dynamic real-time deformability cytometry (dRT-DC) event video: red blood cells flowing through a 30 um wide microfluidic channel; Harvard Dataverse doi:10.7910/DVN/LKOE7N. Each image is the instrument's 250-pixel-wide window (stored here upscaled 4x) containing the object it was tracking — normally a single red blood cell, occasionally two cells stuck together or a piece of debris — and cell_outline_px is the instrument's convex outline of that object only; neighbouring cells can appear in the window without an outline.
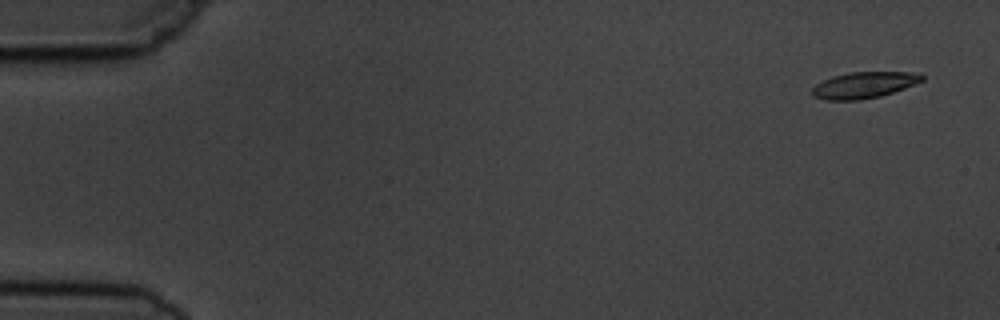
{"species": "common noctule bat (a hibernating species)", "species_latin": "Nyctalus noctula", "temperature_condition": "cold", "stored_images_in_passage": 5, "camera_frame_rate_fps": 3000, "um_per_image_px": 0.085, "animal": {"sex": "male", "body_mass_g": 19.5, "forearm_length_mm": 54.6}, "frame": {"image": 1, "passage_image": 1, "time_ms": 0.0, "image_size_px": [1000, 320], "cell_outline_px": [[924, 80], [904, 88], [880, 96], [860, 100], [824, 100], [812, 96], [812, 88], [816, 84], [832, 76], [848, 72], [920, 72], [924, 76]], "centroid_in_image_um": [73.43, 7.22], "position_along_channel_um": 11.6, "area_um2": 16.88}}
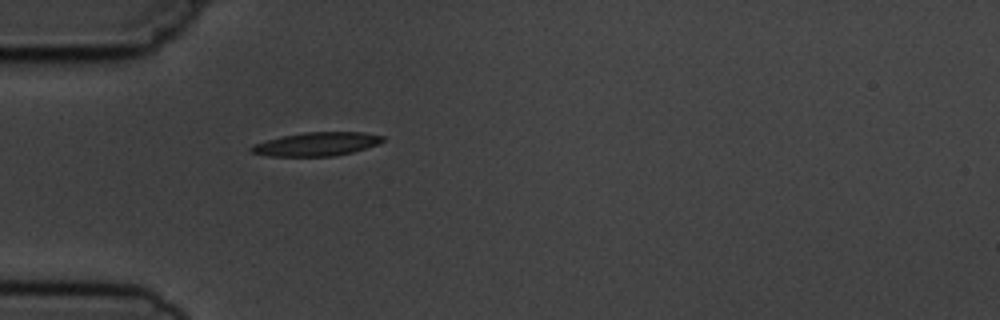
{"frame": {"image": 2, "passage_image": 5, "time_ms": 4.667, "image_size_px": [1000, 320], "cell_outline_px": [[384, 140], [380, 144], [352, 152], [332, 156], [268, 156], [252, 152], [248, 148], [252, 144], [284, 136], [304, 132], [364, 132], [384, 136]], "centroid_in_image_um": [26.93, 12.24], "position_along_channel_um": 58.1, "area_um2": 18.03}}